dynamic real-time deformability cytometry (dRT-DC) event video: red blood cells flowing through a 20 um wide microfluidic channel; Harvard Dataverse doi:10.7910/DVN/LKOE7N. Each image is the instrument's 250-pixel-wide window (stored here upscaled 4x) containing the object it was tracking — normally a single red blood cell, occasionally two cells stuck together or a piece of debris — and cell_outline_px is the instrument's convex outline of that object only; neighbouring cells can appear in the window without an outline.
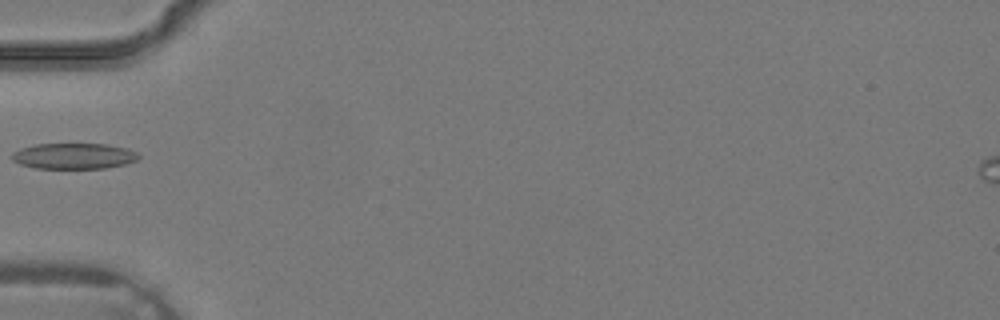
{"species": "common noctule bat (a hibernating species)", "species_latin": "Nyctalus noctula", "temperature_condition": "warm", "stored_images_in_passage": 4, "camera_frame_rate_fps": 3000, "um_per_image_px": 0.085, "animal": {"sex": "male", "body_mass_g": 19.2, "forearm_length_mm": 51.8}, "frame": {"image": 1, "passage_image": 4, "time_ms": 1.0, "image_size_px": [1000, 320], "cell_outline_px": [[140, 156], [136, 160], [124, 164], [104, 168], [32, 168], [20, 164], [12, 160], [12, 152], [20, 148], [36, 144], [108, 144], [128, 148], [136, 152]], "centroid_in_image_um": [6.25, 13.26], "position_along_channel_um": 78.7, "area_um2": 19.07}}